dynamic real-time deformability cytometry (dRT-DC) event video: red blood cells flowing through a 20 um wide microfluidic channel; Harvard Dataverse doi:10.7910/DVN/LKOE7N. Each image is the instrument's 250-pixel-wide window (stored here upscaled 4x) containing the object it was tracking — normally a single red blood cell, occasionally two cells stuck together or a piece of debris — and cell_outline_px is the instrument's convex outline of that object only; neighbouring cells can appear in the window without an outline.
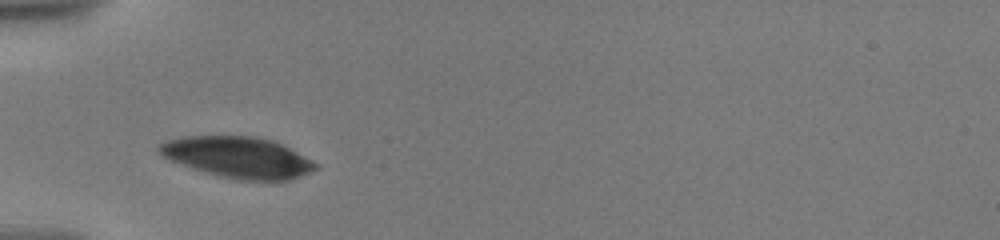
{"species": "human", "species_latin": "Homo sapiens", "temperature_condition": "warm", "stored_images_in_passage": 58, "camera_frame_rate_fps": 3000, "um_per_image_px": 0.085, "donor": {"sex": "male"}, "frame": {"image": 1, "passage_image": 1, "time_ms": 0.0, "image_size_px": [1000, 240], "cell_outline_px": [[316, 168], [300, 176], [288, 180], [236, 180], [220, 176], [172, 160], [164, 156], [156, 148], [160, 144], [168, 140], [184, 136], [248, 136], [272, 140], [296, 152], [316, 164]], "centroid_in_image_um": [20.21, 13.36], "position_along_channel_um": 64.8, "area_um2": 36.36}}
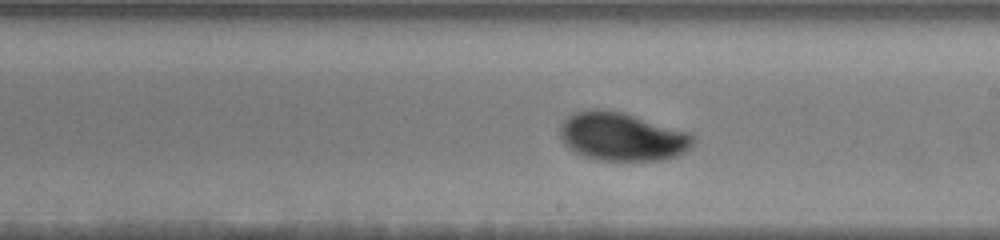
{"frame": {"image": 2, "passage_image": 28, "time_ms": 5.0, "image_size_px": [1000, 240], "cell_outline_px": [[696, 136], [692, 144], [684, 152], [676, 156], [660, 160], [600, 160], [584, 156], [572, 152], [560, 140], [560, 124], [572, 112], [592, 108], [612, 108], [692, 132]], "centroid_in_image_um": [52.86, 11.57], "position_along_channel_um": 236.1, "area_um2": 38.44}}
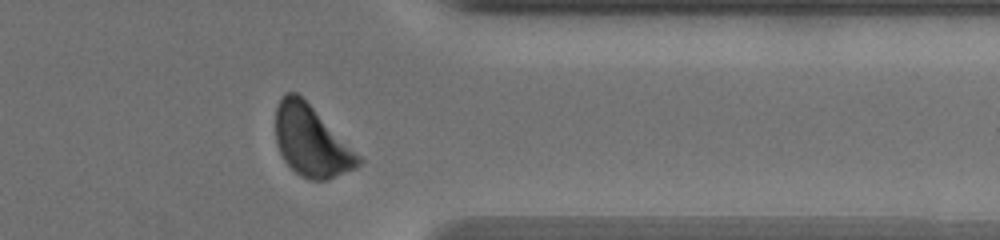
{"frame": {"image": 3, "passage_image": 57, "time_ms": 9.333, "image_size_px": [1000, 240], "cell_outline_px": [[364, 160], [356, 168], [328, 180], [308, 180], [300, 176], [284, 160], [276, 144], [276, 108], [284, 92], [296, 92]], "centroid_in_image_um": [26.44, 12.04], "position_along_channel_um": 385.0, "area_um2": 33.52}, "authors_computed_cell_mechanics": {"area_um2": 37.7723, "velocity_mm_per_s": 3.5289, "shape_relaxation_time_tau1_ms": 3.3965, "shape_relaxation_time_tau2_ms": null, "deformation_change_tau1": 0.1243, "deformation_change_tau2": null}}